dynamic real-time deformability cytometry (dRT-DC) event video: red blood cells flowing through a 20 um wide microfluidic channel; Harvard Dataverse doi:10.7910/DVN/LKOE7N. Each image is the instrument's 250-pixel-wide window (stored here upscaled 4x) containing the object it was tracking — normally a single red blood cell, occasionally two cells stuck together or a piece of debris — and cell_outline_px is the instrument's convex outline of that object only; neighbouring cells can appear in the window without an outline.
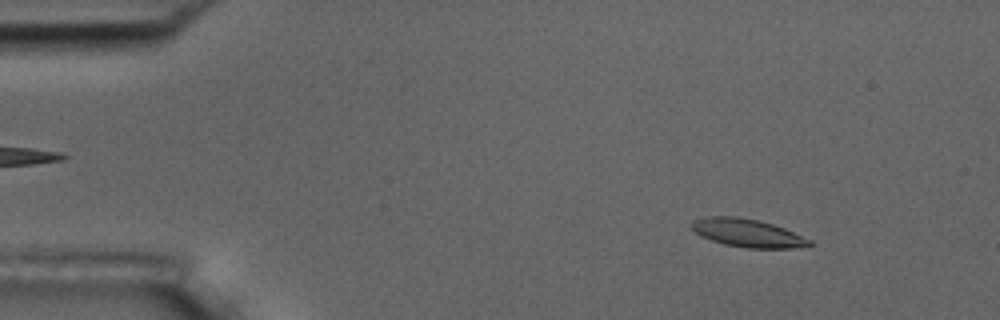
{"species": "common noctule bat (a hibernating species)", "species_latin": "Nyctalus noctula", "temperature_condition": "room temperature", "stored_images_in_passage": 4, "camera_frame_rate_fps": 3000, "um_per_image_px": 0.085, "animal": {"sex": "male", "body_mass_g": 17.5, "forearm_length_mm": 52.3}, "frame": {"image": 1, "passage_image": 2, "time_ms": 0.333, "image_size_px": [1000, 320], "cell_outline_px": [[812, 244], [808, 248], [748, 248], [724, 244], [700, 236], [692, 228], [692, 220], [704, 216], [736, 216], [760, 220], [784, 228], [812, 240]], "centroid_in_image_um": [63.57, 19.8], "position_along_channel_um": 21.4, "area_um2": 19.48}}